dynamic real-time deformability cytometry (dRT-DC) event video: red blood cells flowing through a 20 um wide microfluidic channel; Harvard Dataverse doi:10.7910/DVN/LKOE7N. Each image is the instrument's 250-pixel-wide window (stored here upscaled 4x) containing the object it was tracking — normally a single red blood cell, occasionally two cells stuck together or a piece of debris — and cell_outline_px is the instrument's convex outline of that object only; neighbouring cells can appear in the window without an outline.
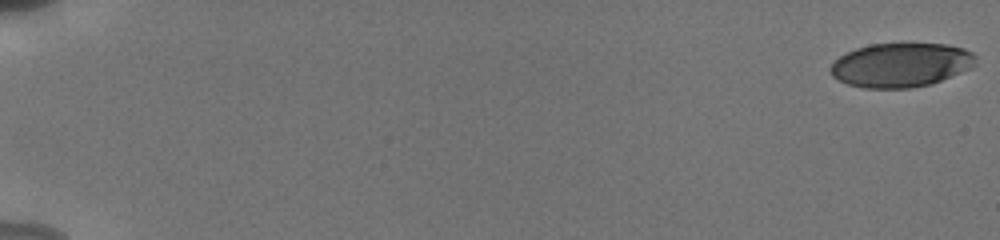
{"species": "human", "species_latin": "Homo sapiens", "temperature_condition": "cold", "stored_images_in_passage": 18, "camera_frame_rate_fps": 3000, "um_per_image_px": 0.085, "donor": {"sex": "male"}, "frame": {"image": 1, "passage_image": 1, "time_ms": 0.0, "image_size_px": [1000, 240], "cell_outline_px": [[976, 64], [972, 68], [932, 84], [912, 88], [864, 88], [848, 84], [832, 76], [828, 68], [840, 56], [856, 48], [872, 44], [948, 44], [964, 48], [972, 52], [976, 56]], "centroid_in_image_um": [76.61, 5.53], "position_along_channel_um": 8.4, "area_um2": 37.45}}
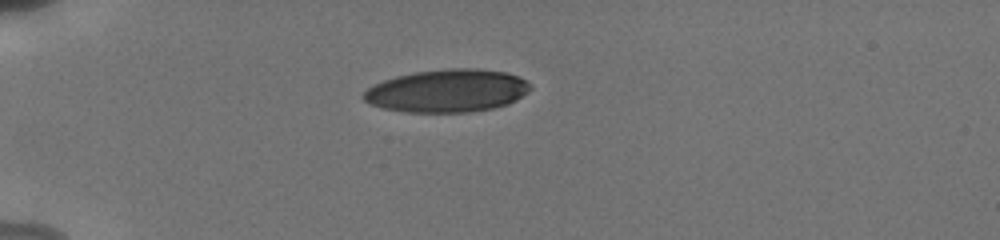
{"frame": {"image": 2, "passage_image": 12, "time_ms": 5.333, "image_size_px": [1000, 240], "cell_outline_px": [[532, 88], [528, 92], [516, 100], [508, 104], [492, 108], [468, 112], [408, 112], [384, 108], [368, 104], [360, 96], [368, 88], [384, 80], [396, 76], [416, 72], [448, 68], [476, 68], [504, 72], [520, 76], [532, 84]], "centroid_in_image_um": [38.04, 7.71], "position_along_channel_um": 47.0, "area_um2": 41.73}}
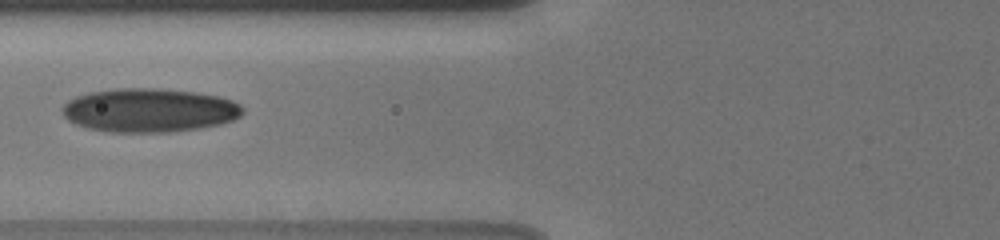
{"frame": {"image": 3, "passage_image": 17, "time_ms": 8.0, "image_size_px": [1000, 240], "cell_outline_px": [[244, 112], [240, 116], [232, 120], [220, 124], [200, 128], [168, 132], [108, 132], [88, 128], [76, 124], [68, 120], [64, 116], [60, 108], [68, 100], [76, 96], [88, 92], [116, 88], [156, 88], [192, 92], [220, 96], [232, 100], [240, 104], [244, 108]], "centroid_in_image_um": [12.67, 9.37], "position_along_channel_um": 113.1, "area_um2": 46.24}}